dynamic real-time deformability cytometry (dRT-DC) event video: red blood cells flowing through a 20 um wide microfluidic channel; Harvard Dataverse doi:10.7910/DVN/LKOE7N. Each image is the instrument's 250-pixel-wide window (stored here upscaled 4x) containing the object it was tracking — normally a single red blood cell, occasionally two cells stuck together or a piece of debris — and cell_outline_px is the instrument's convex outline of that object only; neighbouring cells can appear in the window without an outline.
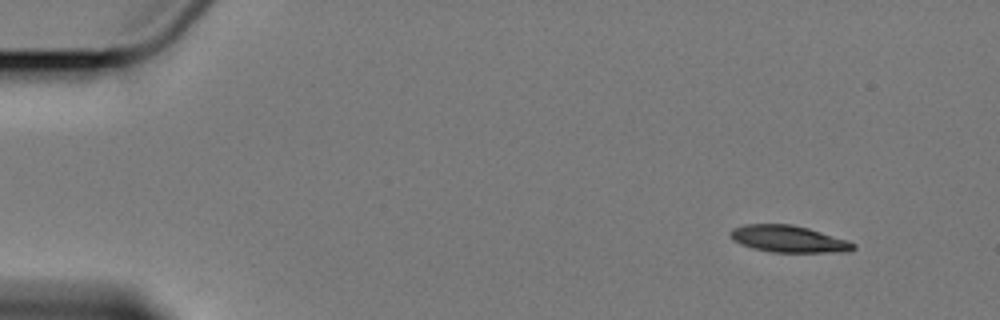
{"species": "Egyptian fruit bat (a non-hibernating species)", "species_latin": "Rousettus aegyptiacus", "temperature_condition": "cold", "stored_images_in_passage": 4, "camera_frame_rate_fps": 3000, "um_per_image_px": 0.085, "animal": {"sex": "female"}, "frame": {"image": 1, "passage_image": 1, "time_ms": 0.0, "image_size_px": [1000, 320], "cell_outline_px": [[856, 248], [848, 252], [772, 252], [752, 248], [740, 244], [732, 240], [732, 228], [744, 224], [792, 224], [808, 228], [848, 240], [856, 244]], "centroid_in_image_um": [67.05, 20.31], "position_along_channel_um": 18.0, "area_um2": 19.25}}
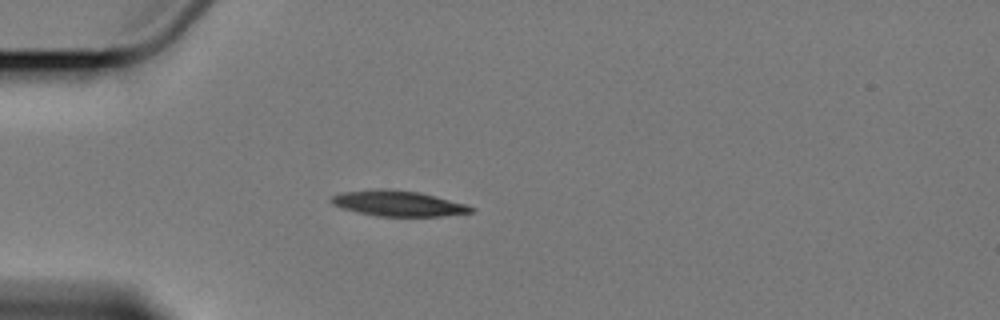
{"frame": {"image": 2, "passage_image": 4, "time_ms": 3.667, "image_size_px": [1000, 320], "cell_outline_px": [[476, 208], [472, 212], [440, 216], [376, 216], [344, 208], [332, 204], [328, 200], [332, 196], [344, 192], [376, 188], [388, 188], [420, 192], [468, 204]], "centroid_in_image_um": [33.87, 17.27], "position_along_channel_um": 51.1, "area_um2": 20.87}}